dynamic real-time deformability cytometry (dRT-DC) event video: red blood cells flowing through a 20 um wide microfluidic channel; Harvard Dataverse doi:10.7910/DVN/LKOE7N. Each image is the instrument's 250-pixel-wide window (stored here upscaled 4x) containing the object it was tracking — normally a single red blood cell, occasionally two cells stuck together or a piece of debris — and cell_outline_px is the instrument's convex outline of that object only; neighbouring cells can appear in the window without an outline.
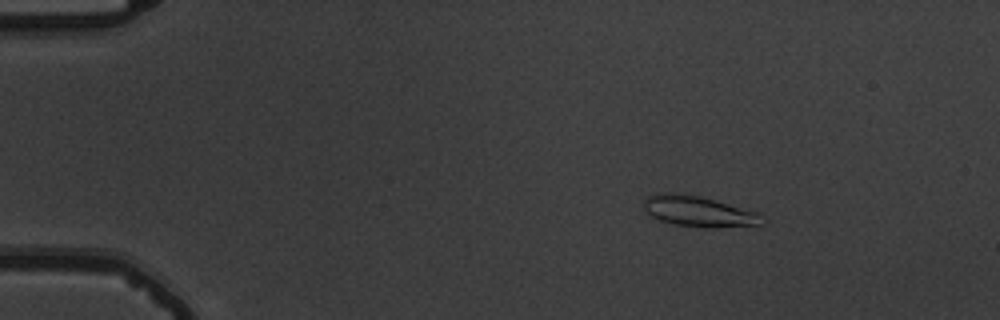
{"species": "common noctule bat (a hibernating species)", "species_latin": "Nyctalus noctula", "temperature_condition": "warm", "stored_images_in_passage": 54, "camera_frame_rate_fps": 3000, "um_per_image_px": 0.085, "animal": {"sex": "male", "body_mass_g": 19.5, "forearm_length_mm": 54.6}, "frame": {"image": 1, "passage_image": 8, "time_ms": 2.333, "image_size_px": [1000, 320], "cell_outline_px": [[768, 220], [764, 224], [720, 228], [704, 228], [672, 224], [660, 220], [652, 216], [644, 208], [644, 200], [648, 196], [656, 192], [676, 192], [700, 196], [756, 212]], "centroid_in_image_um": [59.39, 17.97], "position_along_channel_um": 25.6, "area_um2": 21.39}}
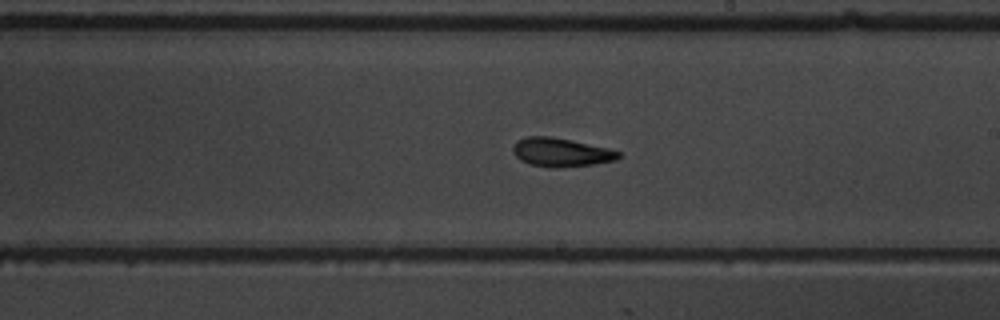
{"frame": {"image": 2, "passage_image": 32, "time_ms": 10.333, "image_size_px": [1000, 320], "cell_outline_px": [[620, 156], [616, 160], [596, 164], [560, 168], [552, 168], [528, 164], [520, 160], [512, 152], [512, 144], [516, 140], [528, 136], [548, 136], [608, 148], [620, 152]], "centroid_in_image_um": [47.64, 12.96], "position_along_channel_um": 241.4, "area_um2": 17.74}}
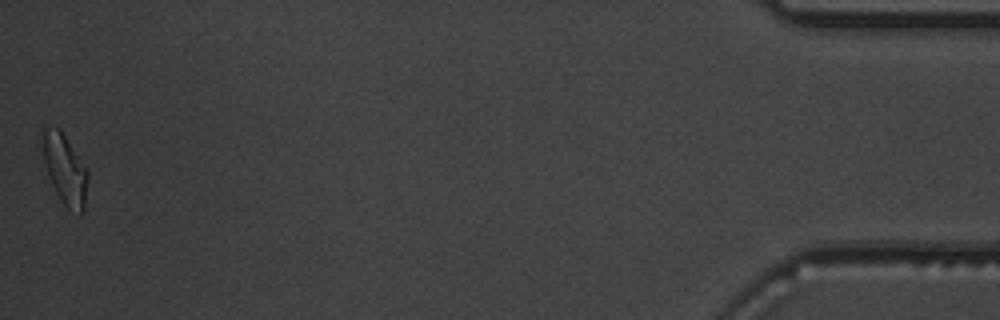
{"frame": {"image": 3, "passage_image": 54, "time_ms": 17.667, "image_size_px": [1000, 320], "cell_outline_px": [[88, 176], [84, 208], [80, 216], [68, 208], [64, 204], [56, 192], [48, 176], [44, 160], [40, 140], [40, 132], [44, 124], [60, 128], [88, 172]], "centroid_in_image_um": [5.46, 14.32], "position_along_channel_um": 429.7, "area_um2": 18.67}, "authors_computed_cell_mechanics": {"area_um2": 18.0336, "velocity_mm_per_s": 3.7496, "shape_relaxation_time_tau1_ms": 3.5277, "shape_relaxation_time_tau2_ms": 4.4702, "deformation_change_tau1": 0.1115, "deformation_change_tau2": 0.1288}}